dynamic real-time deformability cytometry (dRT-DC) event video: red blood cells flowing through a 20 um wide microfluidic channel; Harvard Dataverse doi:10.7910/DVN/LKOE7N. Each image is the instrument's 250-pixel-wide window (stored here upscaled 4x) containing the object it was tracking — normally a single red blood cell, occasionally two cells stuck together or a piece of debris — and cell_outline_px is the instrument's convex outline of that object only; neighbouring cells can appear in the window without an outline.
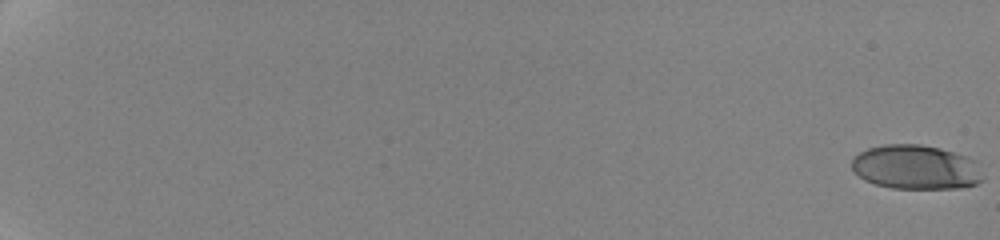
{"species": "human", "species_latin": "Homo sapiens", "temperature_condition": "cold", "stored_images_in_passage": 11, "camera_frame_rate_fps": 3000, "um_per_image_px": 0.085, "donor": {"sex": "female"}, "frame": {"image": 1, "passage_image": 1, "time_ms": 0.0, "image_size_px": [1000, 240], "cell_outline_px": [[984, 180], [976, 184], [960, 188], [892, 188], [876, 184], [864, 180], [852, 168], [852, 156], [868, 148], [884, 144], [920, 144], [940, 148], [968, 156], [976, 160], [984, 176]], "centroid_in_image_um": [77.89, 14.2], "position_along_channel_um": 7.1, "area_um2": 34.16}}
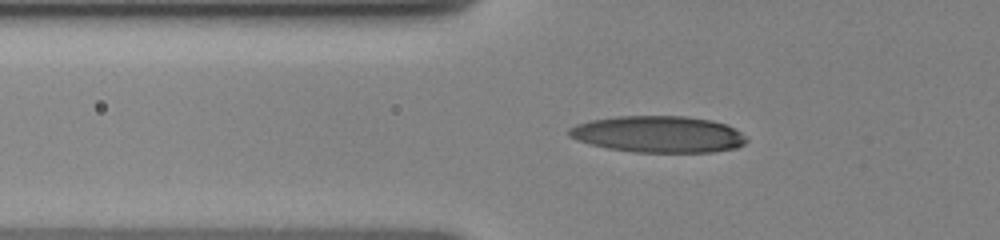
{"frame": {"image": 2, "passage_image": 10, "time_ms": 8.333, "image_size_px": [1000, 240], "cell_outline_px": [[748, 140], [744, 144], [736, 148], [712, 152], [632, 152], [608, 148], [576, 140], [568, 136], [568, 128], [576, 124], [588, 120], [616, 116], [684, 116], [712, 120], [724, 124], [740, 132]], "centroid_in_image_um": [55.92, 11.41], "position_along_channel_um": 69.9, "area_um2": 37.86}}